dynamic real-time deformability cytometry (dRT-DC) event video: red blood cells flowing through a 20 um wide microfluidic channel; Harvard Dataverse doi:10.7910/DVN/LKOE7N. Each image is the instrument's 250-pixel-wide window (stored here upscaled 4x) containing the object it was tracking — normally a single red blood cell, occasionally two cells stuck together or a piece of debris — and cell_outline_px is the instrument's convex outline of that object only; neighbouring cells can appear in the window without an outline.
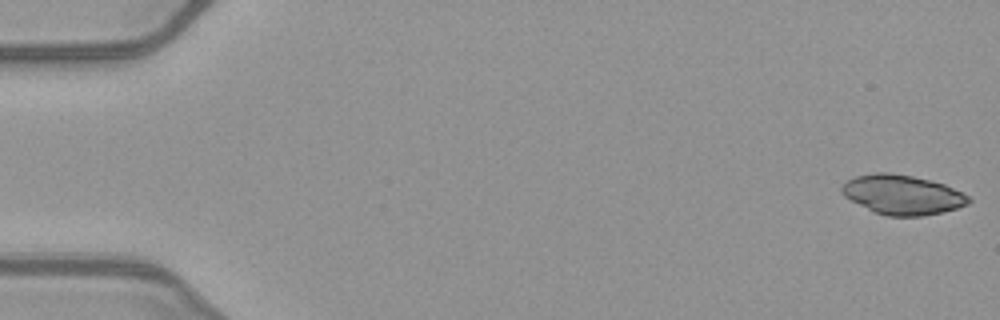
{"species": "common noctule bat (a hibernating species)", "species_latin": "Nyctalus noctula", "temperature_condition": "warm", "stored_images_in_passage": 51, "camera_frame_rate_fps": 3000, "um_per_image_px": 0.085, "animal": {"sex": "female", "body_mass_g": 21.9}, "frame": {"image": 1, "passage_image": 1, "time_ms": 0.0, "image_size_px": [1000, 320], "cell_outline_px": [[972, 200], [968, 204], [956, 208], [924, 216], [888, 216], [876, 212], [844, 196], [840, 192], [840, 188], [848, 180], [856, 176], [876, 172], [892, 172], [912, 176], [944, 184], [968, 196]], "centroid_in_image_um": [76.69, 16.54], "position_along_channel_um": 8.3, "area_um2": 28.84}}